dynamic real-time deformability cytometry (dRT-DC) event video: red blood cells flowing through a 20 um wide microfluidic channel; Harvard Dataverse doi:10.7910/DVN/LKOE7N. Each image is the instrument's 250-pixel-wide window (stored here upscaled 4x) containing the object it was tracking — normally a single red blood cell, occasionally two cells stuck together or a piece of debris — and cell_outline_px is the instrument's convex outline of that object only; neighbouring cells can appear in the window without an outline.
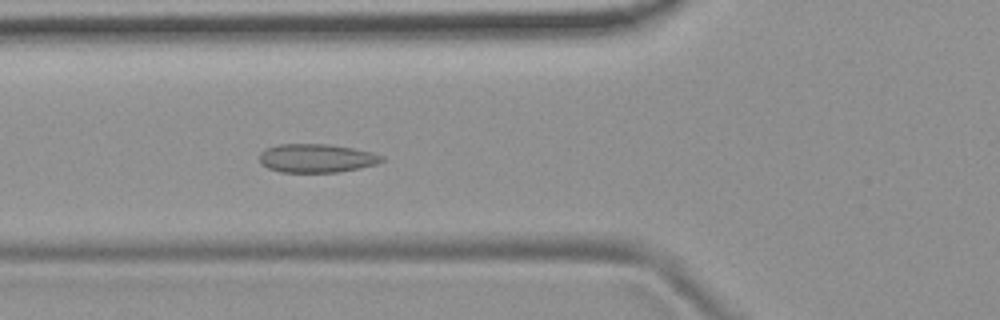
{"species": "common noctule bat (a hibernating species)", "species_latin": "Nyctalus noctula", "temperature_condition": "room temperature", "stored_images_in_passage": 38, "camera_frame_rate_fps": 3000, "um_per_image_px": 0.085, "animal": {"sex": "female", "body_mass_g": 19.9}, "frame": {"image": 1, "passage_image": 4, "time_ms": 1.0, "image_size_px": [1000, 320], "cell_outline_px": [[384, 160], [376, 164], [360, 168], [340, 172], [280, 172], [268, 168], [260, 164], [260, 152], [264, 148], [280, 144], [328, 144], [352, 148], [372, 152], [384, 156]], "centroid_in_image_um": [26.89, 13.45], "position_along_channel_um": 98.9, "area_um2": 20.52}}
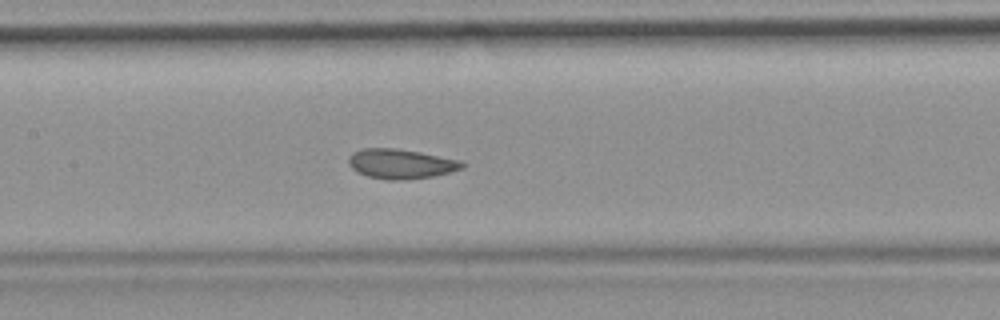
{"frame": {"image": 2, "passage_image": 10, "time_ms": 3.0, "image_size_px": [1000, 320], "cell_outline_px": [[464, 168], [432, 176], [396, 180], [388, 180], [368, 176], [356, 172], [348, 164], [348, 156], [352, 152], [364, 148], [396, 148], [420, 152], [460, 160], [464, 164]], "centroid_in_image_um": [34.02, 13.91], "position_along_channel_um": 173.4, "area_um2": 19.54}}
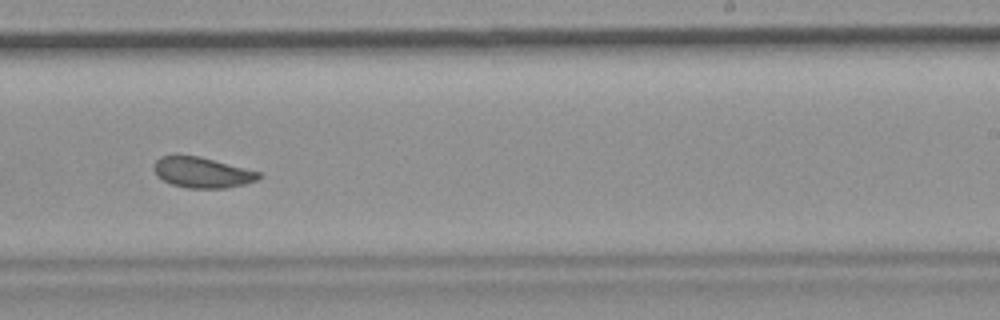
{"frame": {"image": 3, "passage_image": 18, "time_ms": 5.667, "image_size_px": [1000, 320], "cell_outline_px": [[260, 176], [256, 180], [244, 184], [224, 188], [188, 188], [172, 184], [156, 176], [152, 168], [152, 164], [160, 156], [176, 152], [200, 156], [260, 172]], "centroid_in_image_um": [17.07, 14.61], "position_along_channel_um": 271.9, "area_um2": 19.13}, "authors_computed_cell_mechanics": {"area_um2": 19.3341, "velocity_mm_per_s": 3.7189, "shape_relaxation_time_tau1_ms": 6.9609, "shape_relaxation_time_tau2_ms": 1.3483, "deformation_change_tau1": 0.1128, "deformation_change_tau2": 0.0612}}